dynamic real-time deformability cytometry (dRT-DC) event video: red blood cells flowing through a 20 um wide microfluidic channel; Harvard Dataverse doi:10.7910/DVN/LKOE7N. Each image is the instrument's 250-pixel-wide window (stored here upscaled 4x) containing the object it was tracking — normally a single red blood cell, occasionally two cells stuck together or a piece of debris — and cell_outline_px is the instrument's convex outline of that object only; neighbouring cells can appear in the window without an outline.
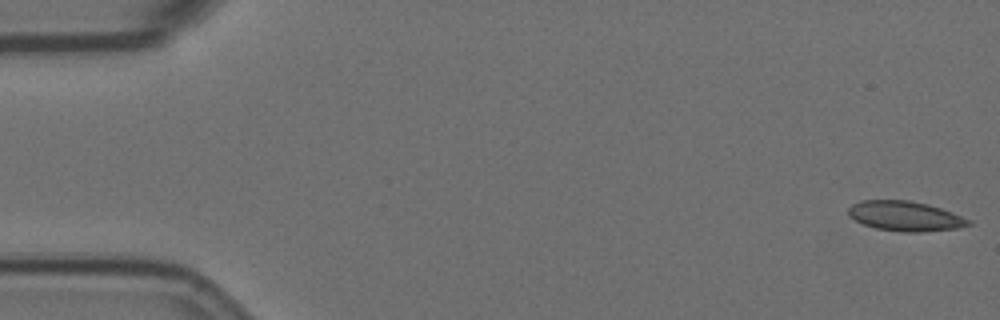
{"species": "Egyptian fruit bat (a non-hibernating species)", "species_latin": "Rousettus aegyptiacus", "temperature_condition": "room temperature", "stored_images_in_passage": 57, "camera_frame_rate_fps": 3000, "um_per_image_px": 0.085, "animal": {"sex": "female"}, "frame": {"image": 1, "passage_image": 1, "time_ms": 0.0, "image_size_px": [1000, 320], "cell_outline_px": [[972, 224], [956, 228], [920, 232], [904, 232], [876, 228], [864, 224], [848, 216], [848, 208], [852, 204], [860, 200], [908, 200], [928, 204], [952, 212], [972, 220]], "centroid_in_image_um": [76.94, 18.36], "position_along_channel_um": 8.1, "area_um2": 20.87}}
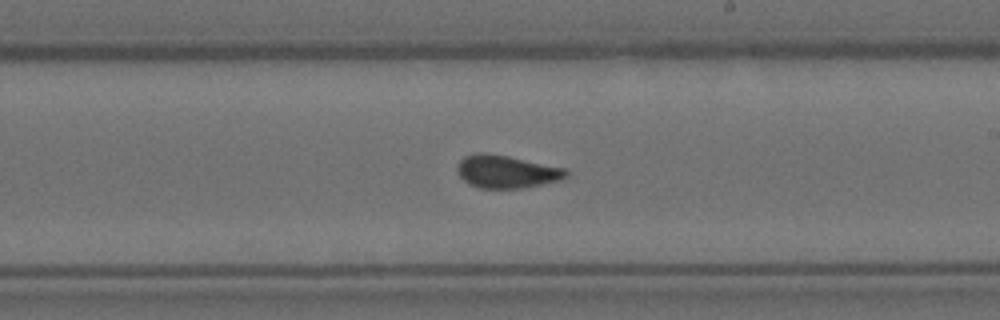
{"frame": {"image": 2, "passage_image": 33, "time_ms": 10.667, "image_size_px": [1000, 320], "cell_outline_px": [[568, 176], [560, 180], [524, 188], [480, 188], [468, 184], [456, 172], [456, 164], [464, 156], [476, 152], [484, 152], [508, 156], [564, 168], [568, 172]], "centroid_in_image_um": [43.0, 14.58], "position_along_channel_um": 246.0, "area_um2": 20.92}}
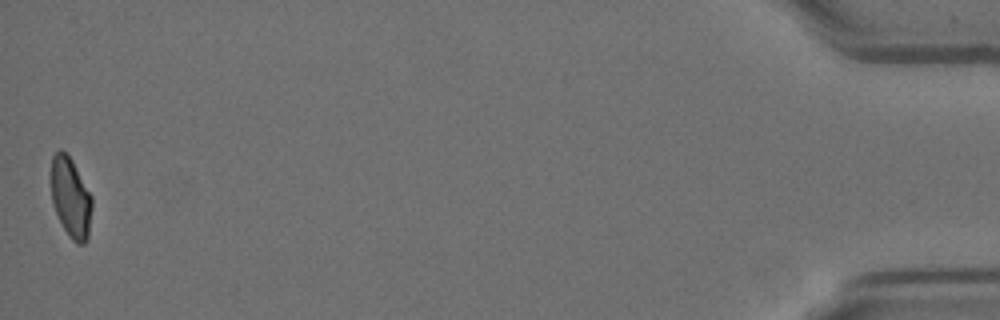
{"frame": {"image": 3, "passage_image": 57, "time_ms": 18.667, "image_size_px": [1000, 320], "cell_outline_px": [[92, 208], [88, 236], [84, 244], [76, 244], [68, 236], [56, 212], [52, 200], [52, 156], [60, 148], [72, 160], [92, 196]], "centroid_in_image_um": [6.03, 16.82], "position_along_channel_um": 429.2, "area_um2": 18.84}, "authors_computed_cell_mechanics": {"area_um2": 20.6346, "velocity_mm_per_s": 3.502, "shape_relaxation_time_tau1_ms": 8.1975, "shape_relaxation_time_tau2_ms": 0.9848, "deformation_change_tau1": 0.1489, "deformation_change_tau2": 0.0438}}